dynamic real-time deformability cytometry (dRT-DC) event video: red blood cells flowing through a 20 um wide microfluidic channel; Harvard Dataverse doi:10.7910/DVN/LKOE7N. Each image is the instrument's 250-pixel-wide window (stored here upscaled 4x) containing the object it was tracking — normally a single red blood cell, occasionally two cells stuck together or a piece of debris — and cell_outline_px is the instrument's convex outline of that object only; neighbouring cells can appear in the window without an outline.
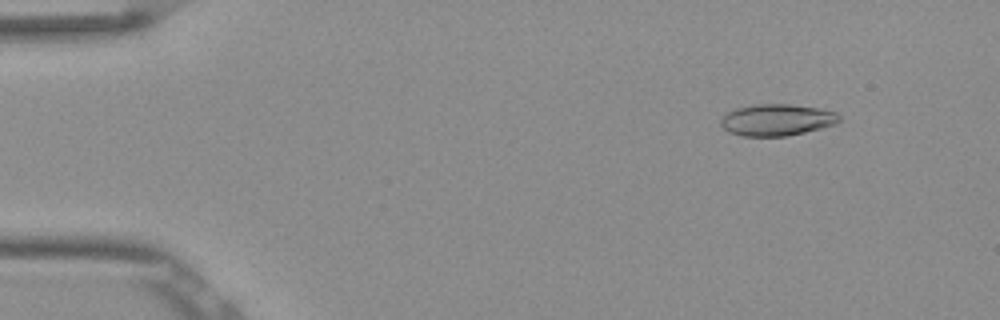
{"species": "Egyptian fruit bat (a non-hibernating species)", "species_latin": "Rousettus aegyptiacus", "temperature_condition": "room temperature", "stored_images_in_passage": 53, "camera_frame_rate_fps": 3000, "um_per_image_px": 0.085, "frame": {"image": 1, "passage_image": 6, "time_ms": 1.667, "image_size_px": [1000, 320], "cell_outline_px": [[840, 120], [836, 124], [788, 136], [740, 136], [728, 132], [720, 124], [720, 120], [728, 112], [736, 108], [752, 104], [792, 104], [816, 108], [836, 112], [840, 116]], "centroid_in_image_um": [66.01, 10.19], "position_along_channel_um": 19.0, "area_um2": 21.85}}
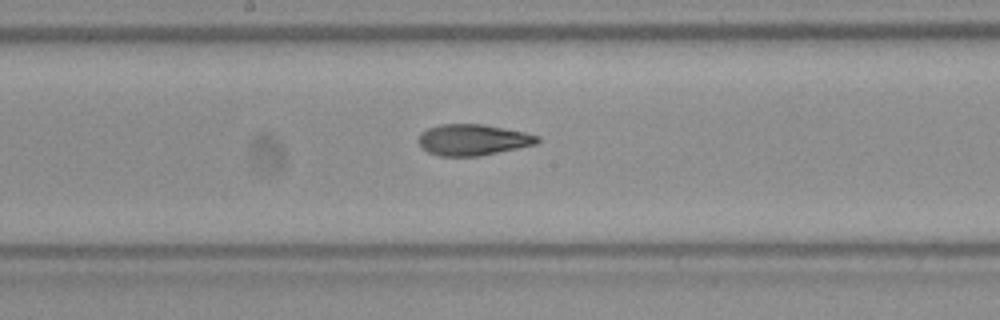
{"frame": {"image": 2, "passage_image": 28, "time_ms": 9.0, "image_size_px": [1000, 320], "cell_outline_px": [[540, 140], [536, 144], [480, 156], [440, 156], [428, 152], [420, 148], [416, 140], [420, 132], [428, 128], [440, 124], [484, 124], [524, 132], [540, 136]], "centroid_in_image_um": [40.14, 11.88], "position_along_channel_um": 208.1, "area_um2": 21.79}}
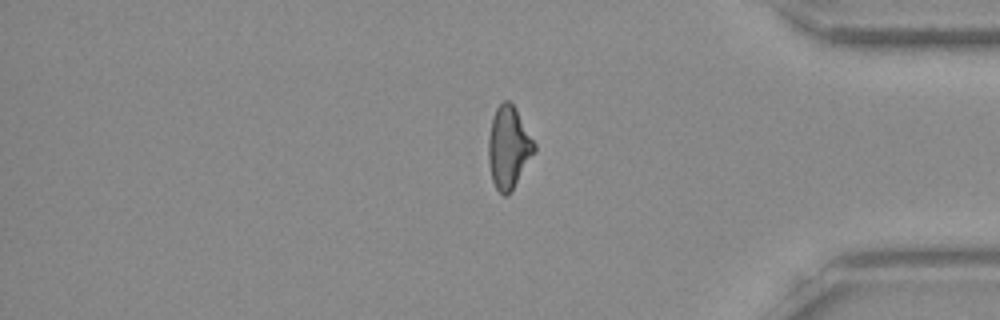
{"frame": {"image": 3, "passage_image": 44, "time_ms": 14.333, "image_size_px": [1000, 320], "cell_outline_px": [[536, 152], [512, 192], [508, 196], [504, 196], [496, 188], [492, 180], [488, 164], [488, 136], [492, 116], [496, 108], [504, 100], [508, 100], [516, 108], [536, 144]], "centroid_in_image_um": [43.24, 12.56], "position_along_channel_um": 392.0, "area_um2": 22.48}, "authors_computed_cell_mechanics": {"area_um2": 21.9062, "velocity_mm_per_s": 3.8729, "shape_relaxation_time_tau1_ms": 6.5621, "shape_relaxation_time_tau2_ms": 3.2411, "deformation_change_tau1": 0.2177, "deformation_change_tau2": 0.0714}}